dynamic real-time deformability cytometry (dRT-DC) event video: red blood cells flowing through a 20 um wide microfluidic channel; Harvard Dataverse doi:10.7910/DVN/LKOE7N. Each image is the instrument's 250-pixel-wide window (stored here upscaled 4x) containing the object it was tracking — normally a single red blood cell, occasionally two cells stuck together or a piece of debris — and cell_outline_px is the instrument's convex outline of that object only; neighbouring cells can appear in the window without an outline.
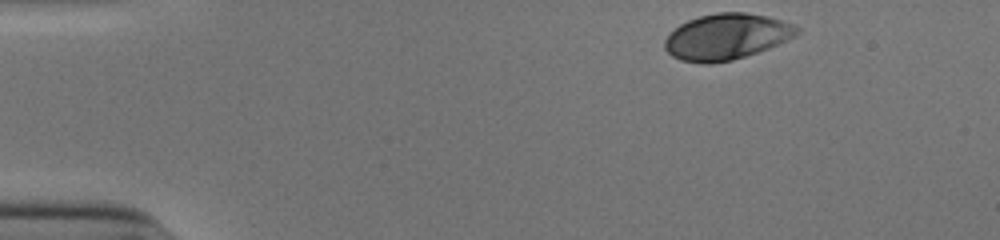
{"species": "human", "species_latin": "Homo sapiens", "temperature_condition": "cold", "stored_images_in_passage": 37, "camera_frame_rate_fps": 3000, "um_per_image_px": 0.085, "donor": {"sex": "male"}, "frame": {"image": 1, "passage_image": 1, "time_ms": 0.0, "image_size_px": [1000, 240], "cell_outline_px": [[800, 32], [796, 36], [768, 48], [732, 60], [712, 64], [704, 64], [680, 60], [672, 56], [664, 48], [664, 40], [668, 32], [680, 24], [688, 20], [700, 16], [716, 12], [744, 12], [768, 16], [792, 24], [800, 28]], "centroid_in_image_um": [61.72, 3.12], "position_along_channel_um": 23.3, "area_um2": 35.55}}
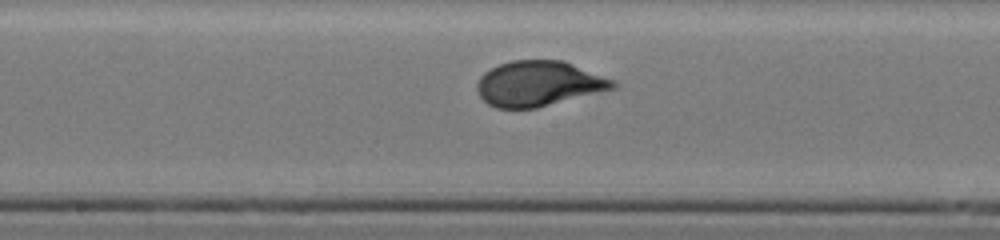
{"frame": {"image": 2, "passage_image": 22, "time_ms": 7.0, "image_size_px": [1000, 240], "cell_outline_px": [[620, 84], [616, 88], [536, 108], [496, 108], [488, 104], [480, 96], [476, 88], [476, 84], [480, 76], [484, 72], [500, 64], [512, 60], [564, 60], [616, 80]], "centroid_in_image_um": [45.82, 7.1], "position_along_channel_um": 202.4, "area_um2": 36.01}}
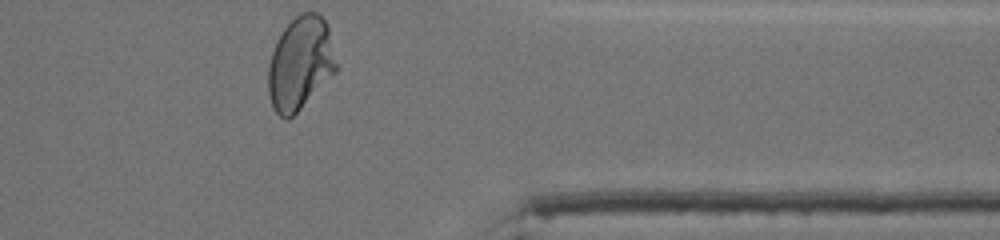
{"frame": {"image": 3, "passage_image": 37, "time_ms": 12.0, "image_size_px": [1000, 240], "cell_outline_px": [[340, 68], [288, 120], [280, 116], [276, 112], [272, 104], [268, 92], [268, 64], [276, 40], [280, 32], [300, 12], [316, 12], [328, 24]], "centroid_in_image_um": [25.55, 5.35], "position_along_channel_um": 385.9, "area_um2": 37.22}, "authors_computed_cell_mechanics": {"area_um2": 35.3736, "velocity_mm_per_s": 3.8834, "shape_relaxation_time_tau1_ms": 3.8071, "shape_relaxation_time_tau2_ms": null, "deformation_change_tau1": 0.1663, "deformation_change_tau2": null}}